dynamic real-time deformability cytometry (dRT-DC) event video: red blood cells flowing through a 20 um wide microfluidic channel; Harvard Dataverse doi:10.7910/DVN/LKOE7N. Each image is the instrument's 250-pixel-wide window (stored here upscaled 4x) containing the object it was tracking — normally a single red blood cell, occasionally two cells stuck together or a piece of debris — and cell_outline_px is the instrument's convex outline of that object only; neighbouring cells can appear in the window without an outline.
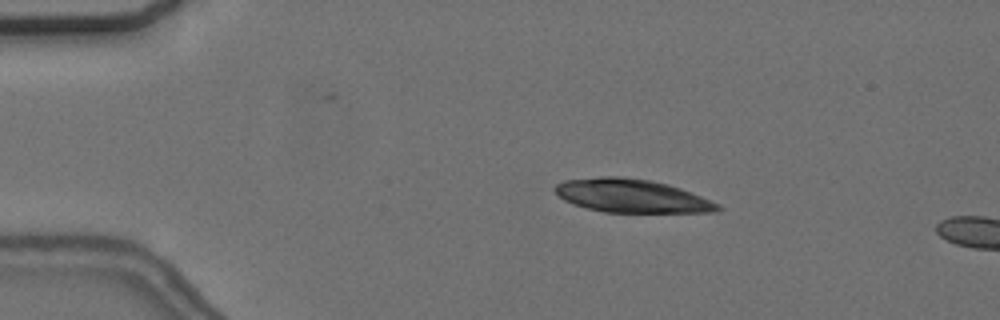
{"species": "common noctule bat (a hibernating species)", "species_latin": "Nyctalus noctula", "temperature_condition": "cold", "stored_images_in_passage": 13, "camera_frame_rate_fps": 3000, "um_per_image_px": 0.085, "animal": {"sex": "female", "body_mass_g": 24.6, "forearm_length_mm": 56.2}, "frame": {"image": 1, "passage_image": 10, "time_ms": 3.0, "image_size_px": [1000, 320], "cell_outline_px": [[724, 208], [716, 212], [604, 212], [572, 204], [564, 200], [552, 188], [556, 184], [564, 180], [600, 176], [620, 176], [648, 180], [668, 184], [680, 188], [720, 204]], "centroid_in_image_um": [53.68, 16.64], "position_along_channel_um": 31.3, "area_um2": 31.62}}